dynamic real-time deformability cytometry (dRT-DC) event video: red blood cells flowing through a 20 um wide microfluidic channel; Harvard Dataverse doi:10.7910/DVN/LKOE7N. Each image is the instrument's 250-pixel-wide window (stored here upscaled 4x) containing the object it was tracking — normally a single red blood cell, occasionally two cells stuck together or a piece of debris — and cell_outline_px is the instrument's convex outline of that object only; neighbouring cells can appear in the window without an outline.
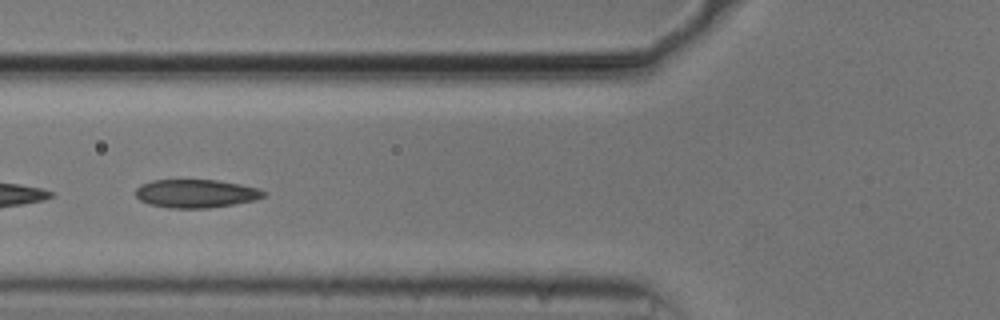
{"species": "common noctule bat (a hibernating species)", "species_latin": "Nyctalus noctula", "temperature_condition": "cold", "stored_images_in_passage": 25, "camera_frame_rate_fps": 3000, "um_per_image_px": 0.085, "animal": {"sex": "male", "body_mass_g": 20.5, "forearm_length_mm": 52.5}, "frame": {"image": 1, "passage_image": 20, "time_ms": 6.333, "image_size_px": [1000, 320], "cell_outline_px": [[268, 192], [264, 196], [256, 200], [208, 208], [168, 208], [148, 204], [140, 200], [136, 196], [136, 188], [140, 184], [152, 180], [216, 180], [240, 184], [260, 188]], "centroid_in_image_um": [16.66, 16.45], "position_along_channel_um": 109.1, "area_um2": 21.27}}